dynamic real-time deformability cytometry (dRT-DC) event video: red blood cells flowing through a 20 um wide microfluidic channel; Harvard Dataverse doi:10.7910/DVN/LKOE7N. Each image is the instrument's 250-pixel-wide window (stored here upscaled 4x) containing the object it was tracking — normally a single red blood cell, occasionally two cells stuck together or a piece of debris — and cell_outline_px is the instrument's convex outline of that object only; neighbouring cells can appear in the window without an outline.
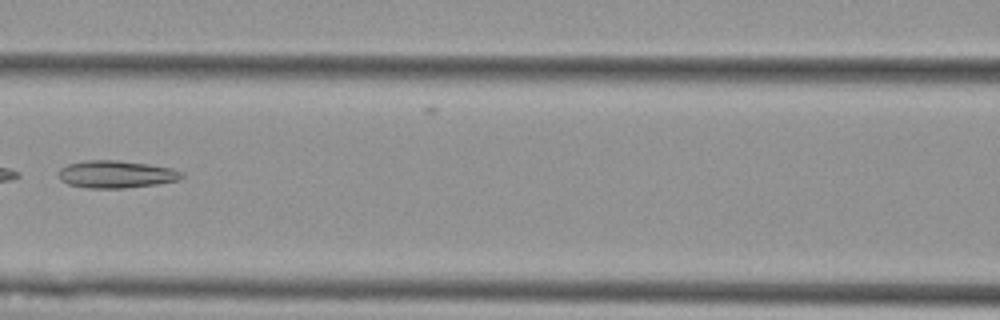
{"species": "Egyptian fruit bat (a non-hibernating species)", "species_latin": "Rousettus aegyptiacus", "temperature_condition": "cold", "stored_images_in_passage": 7, "camera_frame_rate_fps": 3000, "um_per_image_px": 0.085, "animal": {"sex": "female"}, "frame": {"image": 1, "passage_image": 7, "time_ms": 7.667, "image_size_px": [1000, 320], "cell_outline_px": [[184, 176], [176, 180], [156, 184], [124, 188], [88, 188], [68, 184], [60, 180], [56, 172], [60, 168], [68, 164], [84, 160], [116, 160], [148, 164], [172, 168], [184, 172]], "centroid_in_image_um": [9.83, 14.81], "position_along_channel_um": 156.8, "area_um2": 19.77}}